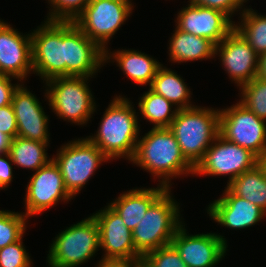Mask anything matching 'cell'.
Returning <instances> with one entry per match:
<instances>
[{
	"label": "cell",
	"instance_id": "36",
	"mask_svg": "<svg viewBox=\"0 0 266 267\" xmlns=\"http://www.w3.org/2000/svg\"><path fill=\"white\" fill-rule=\"evenodd\" d=\"M12 79H17L12 76L0 77V108L11 105L14 91L18 88L20 83H11Z\"/></svg>",
	"mask_w": 266,
	"mask_h": 267
},
{
	"label": "cell",
	"instance_id": "16",
	"mask_svg": "<svg viewBox=\"0 0 266 267\" xmlns=\"http://www.w3.org/2000/svg\"><path fill=\"white\" fill-rule=\"evenodd\" d=\"M216 55L239 88L257 77L259 56L235 29L215 46Z\"/></svg>",
	"mask_w": 266,
	"mask_h": 267
},
{
	"label": "cell",
	"instance_id": "25",
	"mask_svg": "<svg viewBox=\"0 0 266 267\" xmlns=\"http://www.w3.org/2000/svg\"><path fill=\"white\" fill-rule=\"evenodd\" d=\"M149 88L155 93L162 95L178 109L194 107L190 102L192 97L191 89L188 88L177 72L163 65L158 69Z\"/></svg>",
	"mask_w": 266,
	"mask_h": 267
},
{
	"label": "cell",
	"instance_id": "10",
	"mask_svg": "<svg viewBox=\"0 0 266 267\" xmlns=\"http://www.w3.org/2000/svg\"><path fill=\"white\" fill-rule=\"evenodd\" d=\"M219 134L226 140L249 149L258 158L266 150V121L240 102L219 109Z\"/></svg>",
	"mask_w": 266,
	"mask_h": 267
},
{
	"label": "cell",
	"instance_id": "17",
	"mask_svg": "<svg viewBox=\"0 0 266 267\" xmlns=\"http://www.w3.org/2000/svg\"><path fill=\"white\" fill-rule=\"evenodd\" d=\"M11 26L0 21V74L23 82L33 72L31 33L23 35Z\"/></svg>",
	"mask_w": 266,
	"mask_h": 267
},
{
	"label": "cell",
	"instance_id": "39",
	"mask_svg": "<svg viewBox=\"0 0 266 267\" xmlns=\"http://www.w3.org/2000/svg\"><path fill=\"white\" fill-rule=\"evenodd\" d=\"M257 77L266 80V53L259 56Z\"/></svg>",
	"mask_w": 266,
	"mask_h": 267
},
{
	"label": "cell",
	"instance_id": "22",
	"mask_svg": "<svg viewBox=\"0 0 266 267\" xmlns=\"http://www.w3.org/2000/svg\"><path fill=\"white\" fill-rule=\"evenodd\" d=\"M116 62L123 73L134 83L151 85L158 69L163 65L153 57L133 49H120L113 53L105 50V63Z\"/></svg>",
	"mask_w": 266,
	"mask_h": 267
},
{
	"label": "cell",
	"instance_id": "23",
	"mask_svg": "<svg viewBox=\"0 0 266 267\" xmlns=\"http://www.w3.org/2000/svg\"><path fill=\"white\" fill-rule=\"evenodd\" d=\"M169 41V59L173 63L208 60L215 57L216 45L212 41L181 31L177 27Z\"/></svg>",
	"mask_w": 266,
	"mask_h": 267
},
{
	"label": "cell",
	"instance_id": "15",
	"mask_svg": "<svg viewBox=\"0 0 266 267\" xmlns=\"http://www.w3.org/2000/svg\"><path fill=\"white\" fill-rule=\"evenodd\" d=\"M65 62L66 76L91 78L105 64V51L84 34L74 21H65Z\"/></svg>",
	"mask_w": 266,
	"mask_h": 267
},
{
	"label": "cell",
	"instance_id": "7",
	"mask_svg": "<svg viewBox=\"0 0 266 267\" xmlns=\"http://www.w3.org/2000/svg\"><path fill=\"white\" fill-rule=\"evenodd\" d=\"M58 150L52 160L59 167L66 190L73 198L83 189L96 169L103 162L110 161L87 138L69 141Z\"/></svg>",
	"mask_w": 266,
	"mask_h": 267
},
{
	"label": "cell",
	"instance_id": "30",
	"mask_svg": "<svg viewBox=\"0 0 266 267\" xmlns=\"http://www.w3.org/2000/svg\"><path fill=\"white\" fill-rule=\"evenodd\" d=\"M28 217L24 213L0 210V249L23 237Z\"/></svg>",
	"mask_w": 266,
	"mask_h": 267
},
{
	"label": "cell",
	"instance_id": "37",
	"mask_svg": "<svg viewBox=\"0 0 266 267\" xmlns=\"http://www.w3.org/2000/svg\"><path fill=\"white\" fill-rule=\"evenodd\" d=\"M12 160L7 153H0V189H6L13 179Z\"/></svg>",
	"mask_w": 266,
	"mask_h": 267
},
{
	"label": "cell",
	"instance_id": "35",
	"mask_svg": "<svg viewBox=\"0 0 266 267\" xmlns=\"http://www.w3.org/2000/svg\"><path fill=\"white\" fill-rule=\"evenodd\" d=\"M0 132L11 139L17 136V123L12 105L0 108Z\"/></svg>",
	"mask_w": 266,
	"mask_h": 267
},
{
	"label": "cell",
	"instance_id": "20",
	"mask_svg": "<svg viewBox=\"0 0 266 267\" xmlns=\"http://www.w3.org/2000/svg\"><path fill=\"white\" fill-rule=\"evenodd\" d=\"M222 197L207 207V213L221 226L231 229H244L261 221L266 213L255 204L234 195L227 187Z\"/></svg>",
	"mask_w": 266,
	"mask_h": 267
},
{
	"label": "cell",
	"instance_id": "34",
	"mask_svg": "<svg viewBox=\"0 0 266 267\" xmlns=\"http://www.w3.org/2000/svg\"><path fill=\"white\" fill-rule=\"evenodd\" d=\"M192 5L202 6L219 10L226 14L230 19L235 12L243 11L246 0H189ZM243 7V8H242ZM242 9V10H240Z\"/></svg>",
	"mask_w": 266,
	"mask_h": 267
},
{
	"label": "cell",
	"instance_id": "18",
	"mask_svg": "<svg viewBox=\"0 0 266 267\" xmlns=\"http://www.w3.org/2000/svg\"><path fill=\"white\" fill-rule=\"evenodd\" d=\"M176 27L204 37L218 45L233 29L235 22L219 10L188 4L177 13Z\"/></svg>",
	"mask_w": 266,
	"mask_h": 267
},
{
	"label": "cell",
	"instance_id": "31",
	"mask_svg": "<svg viewBox=\"0 0 266 267\" xmlns=\"http://www.w3.org/2000/svg\"><path fill=\"white\" fill-rule=\"evenodd\" d=\"M141 263L143 267H187L172 244L146 253Z\"/></svg>",
	"mask_w": 266,
	"mask_h": 267
},
{
	"label": "cell",
	"instance_id": "6",
	"mask_svg": "<svg viewBox=\"0 0 266 267\" xmlns=\"http://www.w3.org/2000/svg\"><path fill=\"white\" fill-rule=\"evenodd\" d=\"M47 256L50 267H78L99 251V228L91 215L56 235Z\"/></svg>",
	"mask_w": 266,
	"mask_h": 267
},
{
	"label": "cell",
	"instance_id": "3",
	"mask_svg": "<svg viewBox=\"0 0 266 267\" xmlns=\"http://www.w3.org/2000/svg\"><path fill=\"white\" fill-rule=\"evenodd\" d=\"M169 129L182 155L195 167L219 134V109L197 105L179 109Z\"/></svg>",
	"mask_w": 266,
	"mask_h": 267
},
{
	"label": "cell",
	"instance_id": "27",
	"mask_svg": "<svg viewBox=\"0 0 266 267\" xmlns=\"http://www.w3.org/2000/svg\"><path fill=\"white\" fill-rule=\"evenodd\" d=\"M173 106V103L149 88L139 99L138 111L142 118L153 123V128H169L179 110Z\"/></svg>",
	"mask_w": 266,
	"mask_h": 267
},
{
	"label": "cell",
	"instance_id": "24",
	"mask_svg": "<svg viewBox=\"0 0 266 267\" xmlns=\"http://www.w3.org/2000/svg\"><path fill=\"white\" fill-rule=\"evenodd\" d=\"M226 186L234 195L248 200L266 213V172L260 163Z\"/></svg>",
	"mask_w": 266,
	"mask_h": 267
},
{
	"label": "cell",
	"instance_id": "1",
	"mask_svg": "<svg viewBox=\"0 0 266 267\" xmlns=\"http://www.w3.org/2000/svg\"><path fill=\"white\" fill-rule=\"evenodd\" d=\"M100 121L96 135L86 137L109 159L134 157L140 138L138 113L125 96H115L111 100ZM139 125V126H138Z\"/></svg>",
	"mask_w": 266,
	"mask_h": 267
},
{
	"label": "cell",
	"instance_id": "12",
	"mask_svg": "<svg viewBox=\"0 0 266 267\" xmlns=\"http://www.w3.org/2000/svg\"><path fill=\"white\" fill-rule=\"evenodd\" d=\"M92 216L99 228L100 248L105 253L98 265L142 261L143 256L136 250L133 243L132 231L109 204Z\"/></svg>",
	"mask_w": 266,
	"mask_h": 267
},
{
	"label": "cell",
	"instance_id": "33",
	"mask_svg": "<svg viewBox=\"0 0 266 267\" xmlns=\"http://www.w3.org/2000/svg\"><path fill=\"white\" fill-rule=\"evenodd\" d=\"M22 239L0 249V267H32Z\"/></svg>",
	"mask_w": 266,
	"mask_h": 267
},
{
	"label": "cell",
	"instance_id": "21",
	"mask_svg": "<svg viewBox=\"0 0 266 267\" xmlns=\"http://www.w3.org/2000/svg\"><path fill=\"white\" fill-rule=\"evenodd\" d=\"M164 185L156 188H135L121 193L115 201L108 203L133 231L149 207L167 190Z\"/></svg>",
	"mask_w": 266,
	"mask_h": 267
},
{
	"label": "cell",
	"instance_id": "9",
	"mask_svg": "<svg viewBox=\"0 0 266 267\" xmlns=\"http://www.w3.org/2000/svg\"><path fill=\"white\" fill-rule=\"evenodd\" d=\"M133 6L131 0H90L74 23L105 51L109 40L131 16Z\"/></svg>",
	"mask_w": 266,
	"mask_h": 267
},
{
	"label": "cell",
	"instance_id": "5",
	"mask_svg": "<svg viewBox=\"0 0 266 267\" xmlns=\"http://www.w3.org/2000/svg\"><path fill=\"white\" fill-rule=\"evenodd\" d=\"M89 79L65 76L45 82V97L57 117L77 125L88 123L96 111L95 99L87 82Z\"/></svg>",
	"mask_w": 266,
	"mask_h": 267
},
{
	"label": "cell",
	"instance_id": "13",
	"mask_svg": "<svg viewBox=\"0 0 266 267\" xmlns=\"http://www.w3.org/2000/svg\"><path fill=\"white\" fill-rule=\"evenodd\" d=\"M59 167L51 160L30 177L25 194V212L28 218L40 214L61 201H70Z\"/></svg>",
	"mask_w": 266,
	"mask_h": 267
},
{
	"label": "cell",
	"instance_id": "4",
	"mask_svg": "<svg viewBox=\"0 0 266 267\" xmlns=\"http://www.w3.org/2000/svg\"><path fill=\"white\" fill-rule=\"evenodd\" d=\"M171 194V188L167 189L132 231L133 243L142 256L171 244L174 234L183 224L180 206Z\"/></svg>",
	"mask_w": 266,
	"mask_h": 267
},
{
	"label": "cell",
	"instance_id": "40",
	"mask_svg": "<svg viewBox=\"0 0 266 267\" xmlns=\"http://www.w3.org/2000/svg\"><path fill=\"white\" fill-rule=\"evenodd\" d=\"M11 138L0 132V153H7L9 151Z\"/></svg>",
	"mask_w": 266,
	"mask_h": 267
},
{
	"label": "cell",
	"instance_id": "2",
	"mask_svg": "<svg viewBox=\"0 0 266 267\" xmlns=\"http://www.w3.org/2000/svg\"><path fill=\"white\" fill-rule=\"evenodd\" d=\"M159 178L160 185L170 189L171 178L192 176L194 167L182 155L180 146L169 128H153L138 139L130 161Z\"/></svg>",
	"mask_w": 266,
	"mask_h": 267
},
{
	"label": "cell",
	"instance_id": "32",
	"mask_svg": "<svg viewBox=\"0 0 266 267\" xmlns=\"http://www.w3.org/2000/svg\"><path fill=\"white\" fill-rule=\"evenodd\" d=\"M52 9L48 21H74L85 9L90 0H48Z\"/></svg>",
	"mask_w": 266,
	"mask_h": 267
},
{
	"label": "cell",
	"instance_id": "8",
	"mask_svg": "<svg viewBox=\"0 0 266 267\" xmlns=\"http://www.w3.org/2000/svg\"><path fill=\"white\" fill-rule=\"evenodd\" d=\"M33 73L45 82L66 76L65 21H48L31 33Z\"/></svg>",
	"mask_w": 266,
	"mask_h": 267
},
{
	"label": "cell",
	"instance_id": "28",
	"mask_svg": "<svg viewBox=\"0 0 266 267\" xmlns=\"http://www.w3.org/2000/svg\"><path fill=\"white\" fill-rule=\"evenodd\" d=\"M241 22L234 24V29L249 43L258 56L266 53V15L257 13L252 8L239 12Z\"/></svg>",
	"mask_w": 266,
	"mask_h": 267
},
{
	"label": "cell",
	"instance_id": "41",
	"mask_svg": "<svg viewBox=\"0 0 266 267\" xmlns=\"http://www.w3.org/2000/svg\"><path fill=\"white\" fill-rule=\"evenodd\" d=\"M259 163L264 167L266 172V150L264 151L263 155L259 158Z\"/></svg>",
	"mask_w": 266,
	"mask_h": 267
},
{
	"label": "cell",
	"instance_id": "19",
	"mask_svg": "<svg viewBox=\"0 0 266 267\" xmlns=\"http://www.w3.org/2000/svg\"><path fill=\"white\" fill-rule=\"evenodd\" d=\"M41 104L36 95L24 87L23 82L14 91L11 105L16 117L18 137L43 143L50 142L49 116Z\"/></svg>",
	"mask_w": 266,
	"mask_h": 267
},
{
	"label": "cell",
	"instance_id": "26",
	"mask_svg": "<svg viewBox=\"0 0 266 267\" xmlns=\"http://www.w3.org/2000/svg\"><path fill=\"white\" fill-rule=\"evenodd\" d=\"M48 145L16 136L11 140L8 154L15 166L37 171L52 160L46 152Z\"/></svg>",
	"mask_w": 266,
	"mask_h": 267
},
{
	"label": "cell",
	"instance_id": "38",
	"mask_svg": "<svg viewBox=\"0 0 266 267\" xmlns=\"http://www.w3.org/2000/svg\"><path fill=\"white\" fill-rule=\"evenodd\" d=\"M96 267H143L141 262L102 263Z\"/></svg>",
	"mask_w": 266,
	"mask_h": 267
},
{
	"label": "cell",
	"instance_id": "29",
	"mask_svg": "<svg viewBox=\"0 0 266 267\" xmlns=\"http://www.w3.org/2000/svg\"><path fill=\"white\" fill-rule=\"evenodd\" d=\"M240 103L266 121V80L255 77L239 88Z\"/></svg>",
	"mask_w": 266,
	"mask_h": 267
},
{
	"label": "cell",
	"instance_id": "11",
	"mask_svg": "<svg viewBox=\"0 0 266 267\" xmlns=\"http://www.w3.org/2000/svg\"><path fill=\"white\" fill-rule=\"evenodd\" d=\"M258 163L259 158L249 149L226 140L218 134L202 159L194 167L193 175H228V184Z\"/></svg>",
	"mask_w": 266,
	"mask_h": 267
},
{
	"label": "cell",
	"instance_id": "14",
	"mask_svg": "<svg viewBox=\"0 0 266 267\" xmlns=\"http://www.w3.org/2000/svg\"><path fill=\"white\" fill-rule=\"evenodd\" d=\"M185 223L174 234L171 244L187 267H214L225 256L228 245L224 236L215 233L188 234Z\"/></svg>",
	"mask_w": 266,
	"mask_h": 267
}]
</instances>
